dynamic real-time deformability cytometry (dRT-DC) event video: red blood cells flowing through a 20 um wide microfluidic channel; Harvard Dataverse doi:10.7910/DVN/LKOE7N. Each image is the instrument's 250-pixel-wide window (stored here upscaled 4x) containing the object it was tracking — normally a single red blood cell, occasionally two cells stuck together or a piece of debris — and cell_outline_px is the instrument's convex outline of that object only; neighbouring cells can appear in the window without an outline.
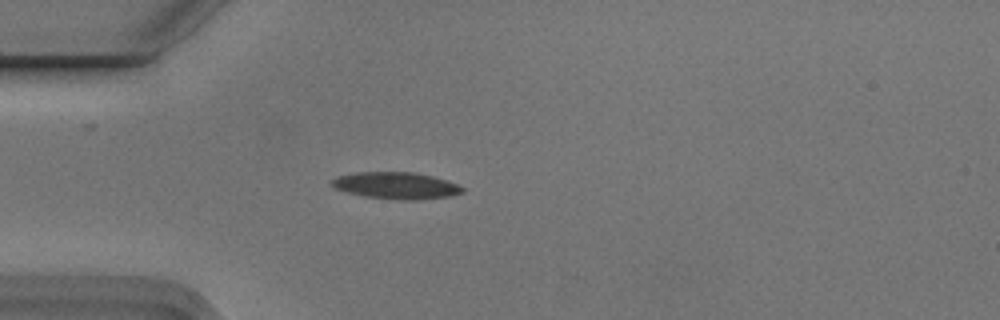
{"species": "Egyptian fruit bat (a non-hibernating species)", "species_latin": "Rousettus aegyptiacus", "temperature_condition": "cold", "stored_images_in_passage": 4, "camera_frame_rate_fps": 3000, "um_per_image_px": 0.085, "animal": {"sex": "male"}, "frame": {"image": 1, "passage_image": 4, "time_ms": 1.0, "image_size_px": [1000, 320], "cell_outline_px": [[464, 192], [452, 196], [416, 200], [400, 200], [364, 196], [348, 192], [336, 188], [328, 184], [336, 176], [356, 172], [412, 172], [432, 176], [448, 180], [460, 184], [464, 188]], "centroid_in_image_um": [33.7, 15.77], "position_along_channel_um": 51.3, "area_um2": 20.58}}